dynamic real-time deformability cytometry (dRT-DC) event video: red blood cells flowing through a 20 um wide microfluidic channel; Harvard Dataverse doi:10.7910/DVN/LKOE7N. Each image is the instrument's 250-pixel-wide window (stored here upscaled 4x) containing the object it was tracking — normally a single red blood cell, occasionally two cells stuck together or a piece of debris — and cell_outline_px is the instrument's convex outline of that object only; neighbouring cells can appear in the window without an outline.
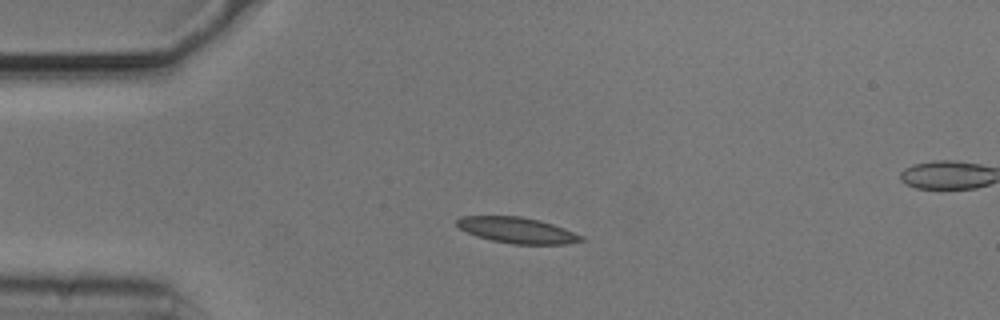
{"species": "common noctule bat (a hibernating species)", "species_latin": "Nyctalus noctula", "temperature_condition": "cold", "stored_images_in_passage": 44, "camera_frame_rate_fps": 3000, "um_per_image_px": 0.085, "animal": {"sex": "male", "body_mass_g": 20.5, "forearm_length_mm": 52.5}, "frame": {"image": 1, "passage_image": 12, "time_ms": 3.667, "image_size_px": [1000, 320], "cell_outline_px": [[588, 240], [568, 244], [512, 244], [492, 240], [476, 236], [460, 228], [456, 224], [456, 220], [460, 216], [520, 216], [540, 220], [564, 228], [584, 236]], "centroid_in_image_um": [44.01, 19.57], "position_along_channel_um": 41.0, "area_um2": 18.84}}
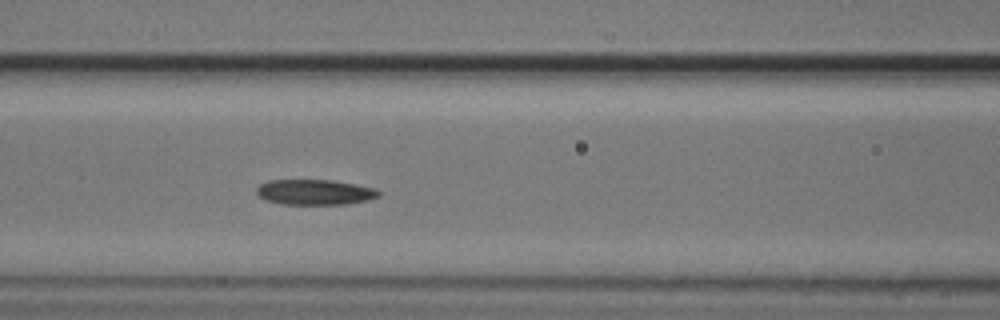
{"frame": {"image": 2, "passage_image": 22, "time_ms": 7.0, "image_size_px": [1000, 320], "cell_outline_px": [[380, 196], [368, 200], [344, 204], [280, 204], [268, 200], [260, 196], [256, 192], [256, 188], [260, 184], [268, 180], [332, 180], [376, 188], [380, 192]], "centroid_in_image_um": [26.77, 16.33], "position_along_channel_um": 139.8, "area_um2": 17.98}}
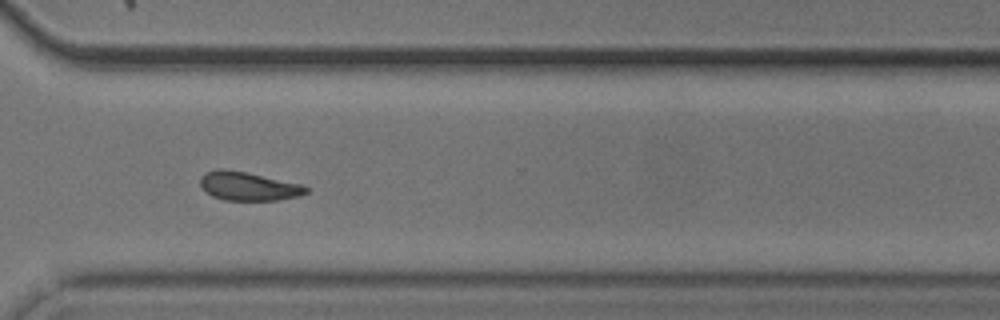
{"frame": {"image": 3, "passage_image": 39, "time_ms": 12.667, "image_size_px": [1000, 320], "cell_outline_px": [[308, 192], [300, 196], [276, 200], [224, 200], [212, 196], [200, 184], [200, 176], [204, 172], [220, 168], [224, 168], [304, 184], [308, 188]], "centroid_in_image_um": [21.12, 15.82], "position_along_channel_um": 349.5, "area_um2": 17.69}, "authors_computed_cell_mechanics": {"area_um2": 18.1203, "velocity_mm_per_s": 3.7015, "shape_relaxation_time_tau1_ms": 4.6322, "shape_relaxation_time_tau2_ms": null, "deformation_change_tau1": 0.0993, "deformation_change_tau2": null}}